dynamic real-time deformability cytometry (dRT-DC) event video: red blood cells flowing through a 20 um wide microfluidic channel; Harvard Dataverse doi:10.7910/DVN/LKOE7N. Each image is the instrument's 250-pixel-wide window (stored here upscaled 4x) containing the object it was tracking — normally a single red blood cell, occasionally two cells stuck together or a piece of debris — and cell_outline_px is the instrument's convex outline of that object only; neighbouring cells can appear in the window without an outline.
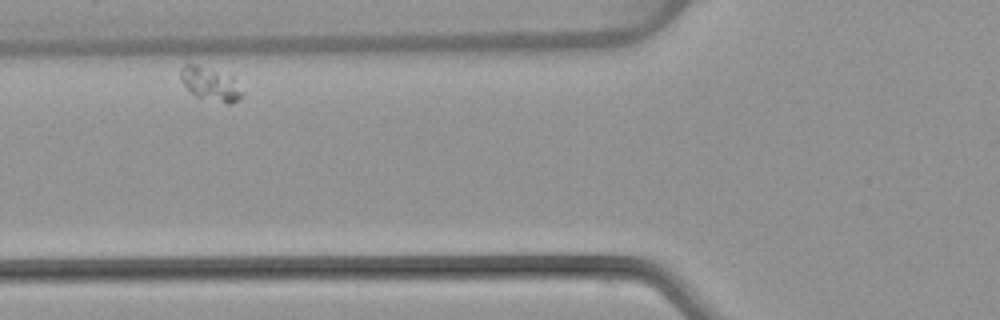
{"species": "common noctule bat (a hibernating species)", "species_latin": "Nyctalus noctula", "temperature_condition": "warm", "stored_images_in_passage": 4, "camera_frame_rate_fps": 3000, "um_per_image_px": 0.085, "animal": {"sex": "female", "body_mass_g": 22.7, "forearm_length_mm": 54.2}, "frame": {"image": 1, "passage_image": 2, "time_ms": 1.333, "image_size_px": [1000, 320], "cell_outline_px": [[240, 96], [236, 100], [228, 104], [196, 96], [180, 80], [180, 68], [184, 64], [196, 64], [232, 76], [240, 92]], "centroid_in_image_um": [17.81, 7.1], "position_along_channel_um": 108.0, "area_um2": 11.5}}
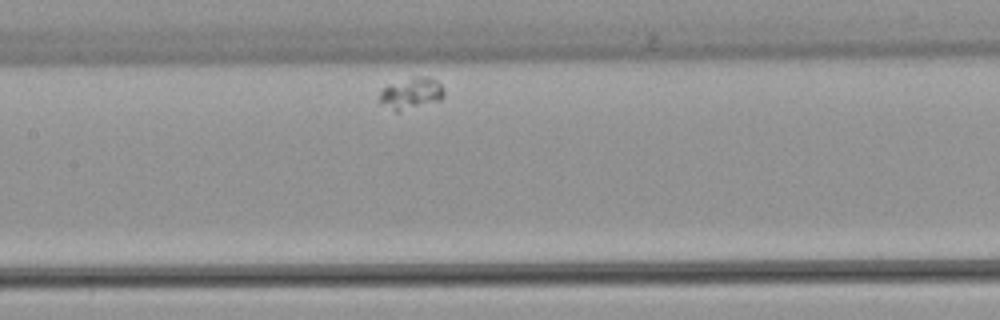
{"frame": {"image": 2, "passage_image": 4, "time_ms": 3.667, "image_size_px": [1000, 320], "cell_outline_px": [[444, 96], [440, 100], [400, 112], [396, 112], [380, 100], [380, 92], [388, 84], [412, 76], [428, 76], [436, 80], [440, 84], [444, 92]], "centroid_in_image_um": [34.98, 7.91], "position_along_channel_um": 172.4, "area_um2": 11.79}}